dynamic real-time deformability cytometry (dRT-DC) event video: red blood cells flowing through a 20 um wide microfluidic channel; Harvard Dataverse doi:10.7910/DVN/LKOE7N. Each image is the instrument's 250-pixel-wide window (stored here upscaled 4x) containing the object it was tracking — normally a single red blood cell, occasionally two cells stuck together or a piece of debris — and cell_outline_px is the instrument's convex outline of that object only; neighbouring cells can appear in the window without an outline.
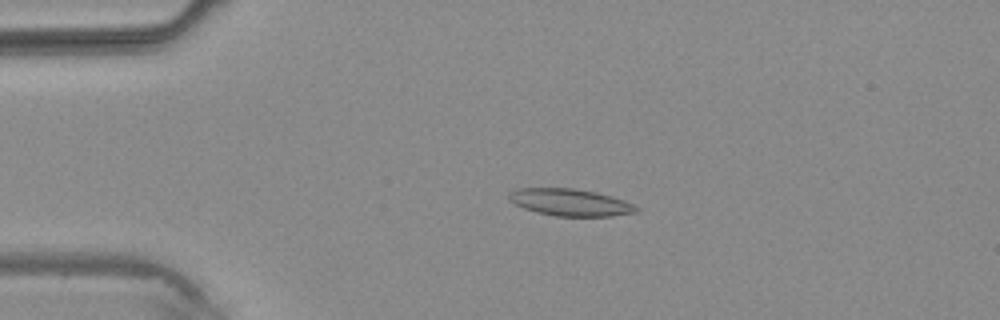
{"species": "common noctule bat (a hibernating species)", "species_latin": "Nyctalus noctula", "temperature_condition": "warm", "stored_images_in_passage": 1, "camera_frame_rate_fps": 3000, "um_per_image_px": 0.085, "animal": {"sex": "male", "body_mass_g": 20.4}, "frame": {"image": 1, "passage_image": 1, "time_ms": 0.0, "image_size_px": [1000, 320], "cell_outline_px": [[640, 208], [636, 212], [612, 216], [556, 216], [536, 212], [524, 208], [508, 200], [508, 192], [516, 188], [572, 188], [596, 192], [612, 196], [624, 200]], "centroid_in_image_um": [48.44, 17.19], "position_along_channel_um": 36.6, "area_um2": 20.11}}